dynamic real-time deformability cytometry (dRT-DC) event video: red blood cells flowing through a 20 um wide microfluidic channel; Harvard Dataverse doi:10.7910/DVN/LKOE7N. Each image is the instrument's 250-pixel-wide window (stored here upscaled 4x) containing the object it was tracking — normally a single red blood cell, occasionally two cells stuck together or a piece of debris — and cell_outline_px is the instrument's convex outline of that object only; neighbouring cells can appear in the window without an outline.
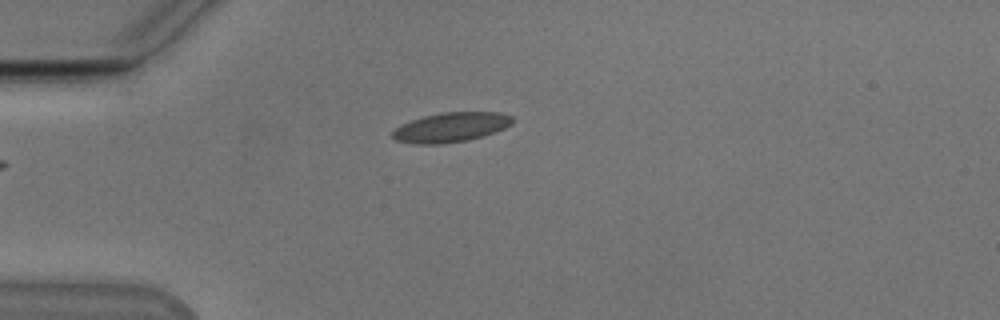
{"species": "Egyptian fruit bat (a non-hibernating species)", "species_latin": "Rousettus aegyptiacus", "temperature_condition": "cold", "stored_images_in_passage": 10, "camera_frame_rate_fps": 3000, "um_per_image_px": 0.085, "animal": {"sex": "male"}, "frame": {"image": 1, "passage_image": 2, "time_ms": 0.333, "image_size_px": [1000, 320], "cell_outline_px": [[516, 120], [512, 124], [496, 132], [484, 136], [468, 140], [440, 144], [420, 144], [396, 140], [392, 136], [392, 132], [400, 124], [424, 116], [440, 112], [500, 112], [512, 116]], "centroid_in_image_um": [38.38, 10.81], "position_along_channel_um": 46.6, "area_um2": 20.81}}